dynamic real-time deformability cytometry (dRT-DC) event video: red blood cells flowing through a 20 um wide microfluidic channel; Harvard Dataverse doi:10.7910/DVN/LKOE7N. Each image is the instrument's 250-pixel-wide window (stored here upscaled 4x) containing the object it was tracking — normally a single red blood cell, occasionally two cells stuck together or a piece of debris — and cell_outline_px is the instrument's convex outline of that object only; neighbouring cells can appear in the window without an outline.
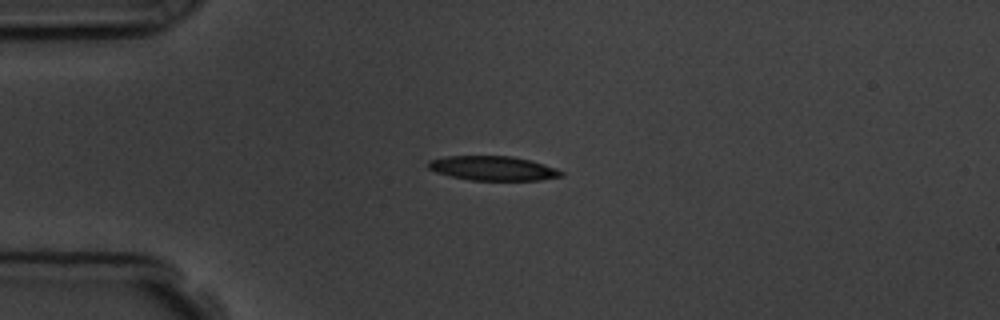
{"species": "common noctule bat (a hibernating species)", "species_latin": "Nyctalus noctula", "temperature_condition": "room temperature", "stored_images_in_passage": 6, "camera_frame_rate_fps": 3000, "um_per_image_px": 0.085, "animal": {"sex": "male", "body_mass_g": 19.5, "forearm_length_mm": 54.6}, "frame": {"image": 1, "passage_image": 3, "time_ms": 3.0, "image_size_px": [1000, 320], "cell_outline_px": [[564, 176], [540, 180], [472, 180], [452, 176], [436, 172], [428, 168], [428, 160], [444, 156], [512, 156], [544, 164], [564, 172]], "centroid_in_image_um": [41.89, 14.3], "position_along_channel_um": 43.1, "area_um2": 18.79}}